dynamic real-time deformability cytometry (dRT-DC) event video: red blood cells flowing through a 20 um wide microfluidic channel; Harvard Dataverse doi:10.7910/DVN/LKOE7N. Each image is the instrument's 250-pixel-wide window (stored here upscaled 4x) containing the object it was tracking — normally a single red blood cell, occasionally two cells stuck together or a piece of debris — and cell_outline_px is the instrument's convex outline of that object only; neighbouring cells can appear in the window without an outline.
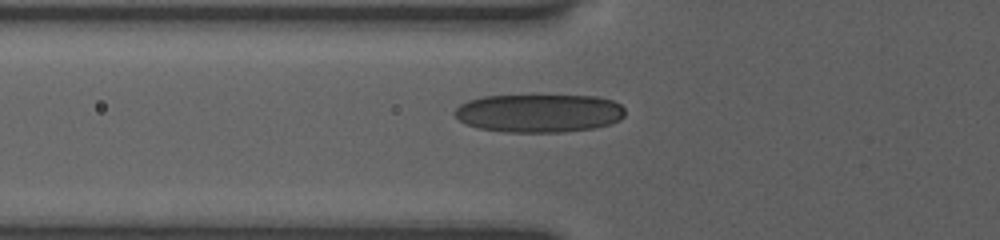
{"species": "human", "species_latin": "Homo sapiens", "temperature_condition": "room temperature", "stored_images_in_passage": 53, "camera_frame_rate_fps": 3000, "um_per_image_px": 0.085, "donor": {"sex": "female"}, "frame": {"image": 1, "passage_image": 11, "time_ms": 3.0, "image_size_px": [1000, 240], "cell_outline_px": [[624, 116], [620, 120], [608, 124], [592, 128], [564, 132], [504, 132], [480, 128], [468, 124], [460, 120], [452, 112], [460, 104], [468, 100], [484, 96], [596, 96], [612, 100], [620, 104], [624, 108]], "centroid_in_image_um": [45.82, 9.62], "position_along_channel_um": 80.0, "area_um2": 37.86}}
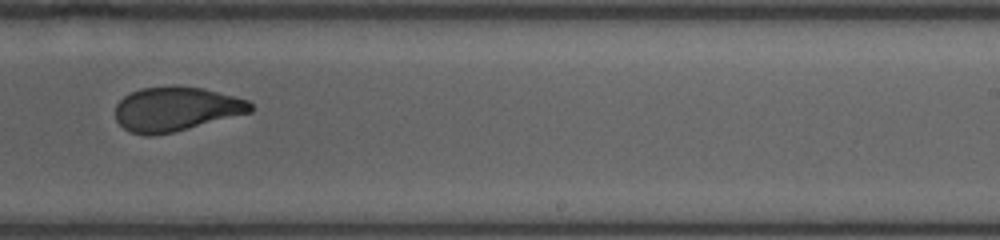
{"frame": {"image": 2, "passage_image": 34, "time_ms": 8.0, "image_size_px": [1000, 240], "cell_outline_px": [[252, 112], [172, 132], [152, 136], [144, 136], [128, 132], [116, 120], [116, 104], [124, 96], [140, 88], [200, 88], [248, 100], [252, 104]], "centroid_in_image_um": [14.92, 9.31], "position_along_channel_um": 274.1, "area_um2": 34.04}}
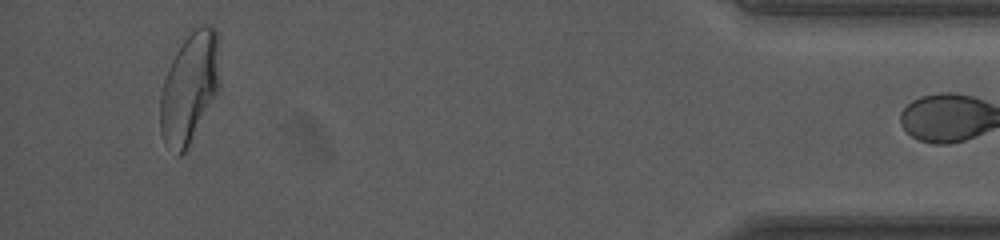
{"frame": {"image": 3, "passage_image": 52, "time_ms": 13.333, "image_size_px": [1000, 240], "cell_outline_px": [[220, 88], [184, 152], [180, 156], [176, 156], [164, 140], [160, 132], [160, 92], [168, 68], [188, 28], [192, 24], [208, 24], [216, 28], [220, 76]], "centroid_in_image_um": [16.11, 7.36], "position_along_channel_um": 419.1, "area_um2": 38.84}}